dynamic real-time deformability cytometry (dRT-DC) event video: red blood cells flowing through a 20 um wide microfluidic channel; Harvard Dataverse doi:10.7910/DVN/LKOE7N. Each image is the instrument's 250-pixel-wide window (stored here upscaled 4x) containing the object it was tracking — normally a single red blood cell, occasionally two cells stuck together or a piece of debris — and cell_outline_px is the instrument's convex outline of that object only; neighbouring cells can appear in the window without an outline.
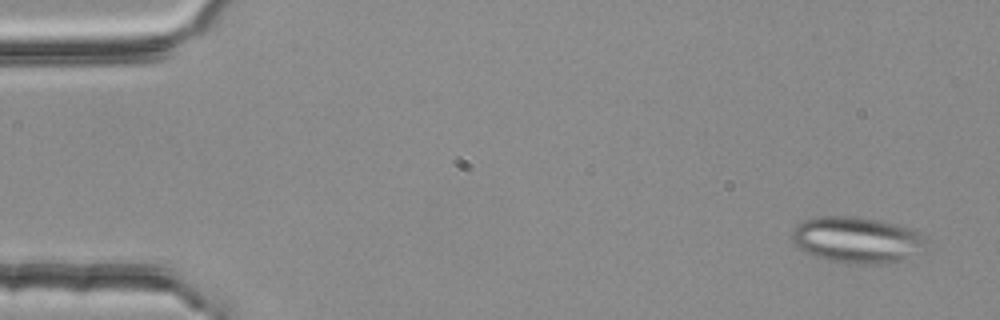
{"species": "common noctule bat (a hibernating species)", "species_latin": "Nyctalus noctula", "temperature_condition": "room temperature", "stored_images_in_passage": 53, "camera_frame_rate_fps": 3000, "um_per_image_px": 0.085, "animal": {"sex": "female", "body_mass_g": 25.1}, "frame": {"image": 1, "passage_image": 3, "time_ms": 0.667, "image_size_px": [1000, 320], "cell_outline_px": [[928, 252], [884, 264], [856, 264], [828, 260], [804, 252], [792, 240], [792, 228], [796, 224], [804, 220], [816, 216], [852, 216], [880, 220], [896, 224], [908, 228], [916, 232], [924, 240]], "centroid_in_image_um": [72.84, 20.39], "position_along_channel_um": 12.2, "area_um2": 36.3}}
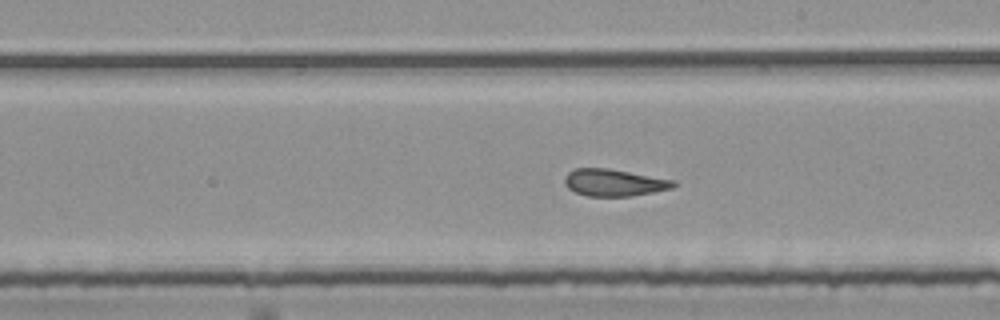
{"frame": {"image": 2, "passage_image": 31, "time_ms": 10.0, "image_size_px": [1000, 320], "cell_outline_px": [[676, 184], [672, 188], [652, 192], [628, 196], [588, 196], [576, 192], [568, 188], [564, 184], [564, 176], [572, 168], [608, 168], [676, 180]], "centroid_in_image_um": [52.17, 15.51], "position_along_channel_um": 236.8, "area_um2": 17.17}}
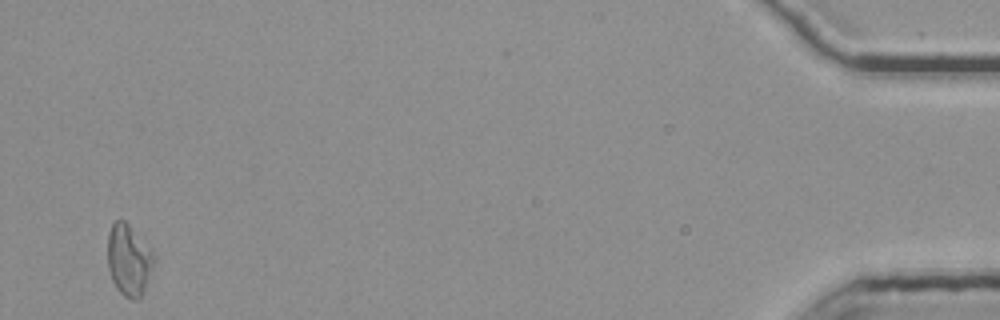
{"frame": {"image": 3, "passage_image": 53, "time_ms": 17.333, "image_size_px": [1000, 320], "cell_outline_px": [[156, 260], [144, 288], [140, 296], [136, 300], [132, 300], [124, 296], [116, 288], [112, 280], [108, 268], [108, 232], [112, 224], [116, 220], [124, 220], [128, 224], [156, 256]], "centroid_in_image_um": [10.94, 22.11], "position_along_channel_um": 424.3, "area_um2": 19.02}, "authors_computed_cell_mechanics": {"area_um2": 18.3226, "velocity_mm_per_s": 3.7777, "shape_relaxation_time_tau1_ms": null, "shape_relaxation_time_tau2_ms": 2.3489, "deformation_change_tau1": null, "deformation_change_tau2": 0.1237}}